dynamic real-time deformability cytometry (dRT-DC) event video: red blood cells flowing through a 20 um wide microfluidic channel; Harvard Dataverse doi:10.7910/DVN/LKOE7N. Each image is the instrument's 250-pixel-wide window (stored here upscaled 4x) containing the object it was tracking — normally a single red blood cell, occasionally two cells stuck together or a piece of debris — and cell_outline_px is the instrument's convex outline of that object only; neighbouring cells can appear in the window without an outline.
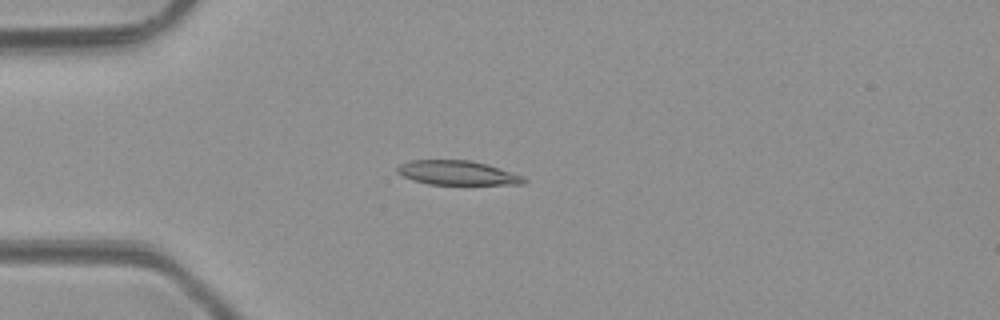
{"species": "common noctule bat (a hibernating species)", "species_latin": "Nyctalus noctula", "temperature_condition": "room temperature", "stored_images_in_passage": 4, "camera_frame_rate_fps": 3000, "um_per_image_px": 0.085, "animal": {"sex": "male", "body_mass_g": 23.1, "forearm_length_mm": 52.7}, "frame": {"image": 1, "passage_image": 4, "time_ms": 3.333, "image_size_px": [1000, 320], "cell_outline_px": [[528, 180], [524, 184], [428, 184], [412, 180], [396, 172], [396, 168], [400, 164], [412, 160], [468, 160], [488, 164], [524, 176]], "centroid_in_image_um": [38.89, 14.69], "position_along_channel_um": 46.1, "area_um2": 17.92}}